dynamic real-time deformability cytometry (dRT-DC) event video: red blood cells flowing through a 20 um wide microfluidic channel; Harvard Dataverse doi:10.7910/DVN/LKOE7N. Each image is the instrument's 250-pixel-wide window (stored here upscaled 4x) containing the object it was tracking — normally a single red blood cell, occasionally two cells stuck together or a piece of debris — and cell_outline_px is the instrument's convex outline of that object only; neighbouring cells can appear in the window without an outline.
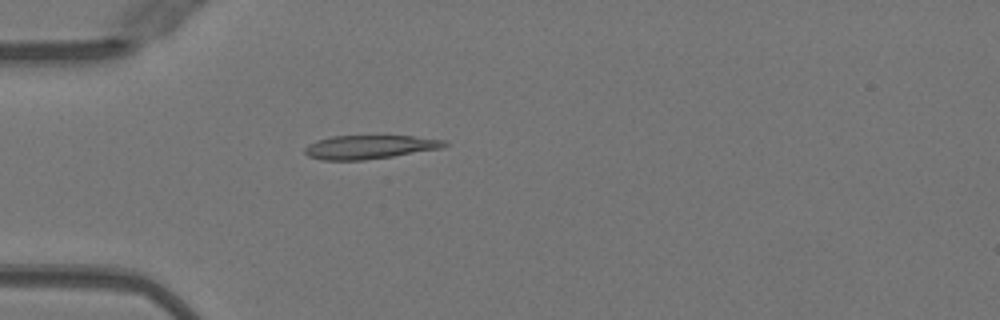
{"species": "Egyptian fruit bat (a non-hibernating species)", "species_latin": "Rousettus aegyptiacus", "temperature_condition": "warm", "stored_images_in_passage": 44, "camera_frame_rate_fps": 3000, "um_per_image_px": 0.085, "animal": {"sex": "female"}, "frame": {"image": 1, "passage_image": 9, "time_ms": 2.667, "image_size_px": [1000, 320], "cell_outline_px": [[448, 144], [444, 148], [392, 156], [364, 160], [324, 160], [308, 156], [304, 152], [304, 148], [308, 144], [316, 140], [332, 136], [412, 136], [448, 140]], "centroid_in_image_um": [31.43, 12.49], "position_along_channel_um": 53.6, "area_um2": 19.36}}
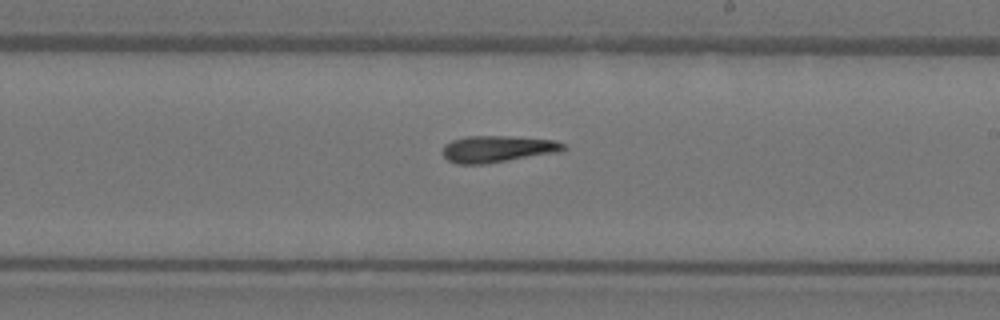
{"frame": {"image": 2, "passage_image": 24, "time_ms": 7.667, "image_size_px": [1000, 320], "cell_outline_px": [[568, 148], [560, 152], [484, 164], [456, 164], [448, 160], [440, 152], [444, 144], [452, 140], [468, 136], [508, 136], [556, 140], [564, 144]], "centroid_in_image_um": [42.27, 12.66], "position_along_channel_um": 246.7, "area_um2": 18.96}}
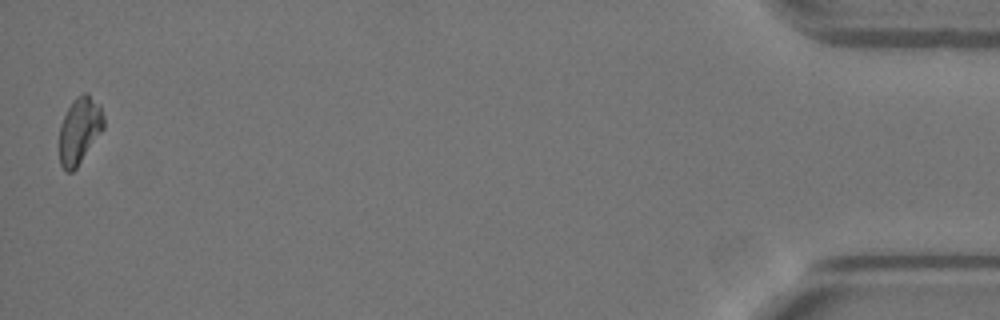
{"frame": {"image": 3, "passage_image": 44, "time_ms": 14.333, "image_size_px": [1000, 320], "cell_outline_px": [[104, 128], [76, 168], [72, 172], [64, 172], [60, 164], [60, 124], [68, 108], [76, 96], [84, 92], [88, 92], [100, 104], [104, 116]], "centroid_in_image_um": [6.77, 11.06], "position_along_channel_um": 428.4, "area_um2": 17.28}, "authors_computed_cell_mechanics": {"area_um2": 18.4671, "velocity_mm_per_s": 4.0563, "shape_relaxation_time_tau1_ms": 10.3074, "shape_relaxation_time_tau2_ms": 7.6932, "deformation_change_tau1": 0.2705, "deformation_change_tau2": 0.2233}}